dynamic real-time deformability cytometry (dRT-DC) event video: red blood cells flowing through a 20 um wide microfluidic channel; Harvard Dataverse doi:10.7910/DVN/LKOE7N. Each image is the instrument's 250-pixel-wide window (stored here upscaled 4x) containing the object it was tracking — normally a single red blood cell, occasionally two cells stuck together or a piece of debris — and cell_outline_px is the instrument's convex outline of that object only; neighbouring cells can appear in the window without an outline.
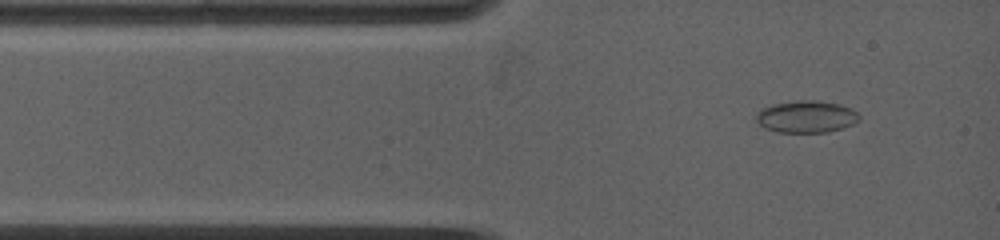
{"species": "common noctule bat (a hibernating species)", "species_latin": "Nyctalus noctula", "temperature_condition": "warm", "stored_images_in_passage": 19, "camera_frame_rate_fps": 5000, "um_per_image_px": 0.085, "animal": {"sex": "female", "body_mass_g": 19.0, "forearm_length_mm": 53.3}, "frame": {"image": 1, "passage_image": 2, "time_ms": 0.4, "image_size_px": [1000, 240], "cell_outline_px": [[860, 120], [852, 124], [828, 132], [780, 132], [764, 128], [756, 120], [756, 116], [764, 108], [772, 104], [796, 100], [816, 100], [840, 104], [856, 112], [860, 116]], "centroid_in_image_um": [68.54, 9.91], "position_along_channel_um": 16.5, "area_um2": 19.02}}
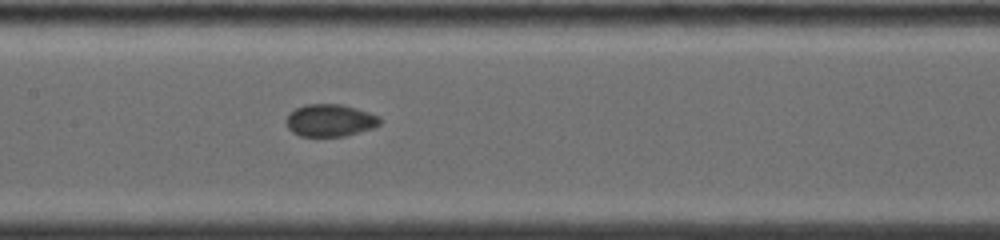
{"frame": {"image": 2, "passage_image": 12, "time_ms": 5.2, "image_size_px": [1000, 240], "cell_outline_px": [[384, 120], [380, 124], [372, 128], [344, 136], [300, 136], [292, 132], [288, 128], [288, 116], [296, 108], [304, 104], [340, 104], [356, 108], [380, 116]], "centroid_in_image_um": [28.1, 10.23], "position_along_channel_um": 179.3, "area_um2": 17.51}}
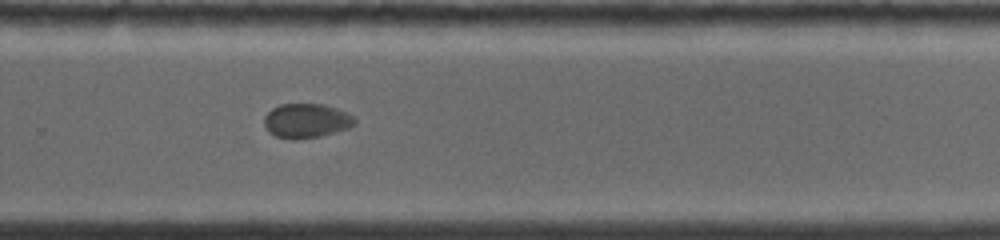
{"frame": {"image": 3, "passage_image": 19, "time_ms": 8.4, "image_size_px": [1000, 240], "cell_outline_px": [[356, 124], [348, 128], [320, 136], [292, 140], [276, 136], [268, 132], [264, 124], [264, 116], [272, 108], [280, 104], [324, 104], [348, 112], [356, 116]], "centroid_in_image_um": [26.06, 10.26], "position_along_channel_um": 303.7, "area_um2": 18.32}}